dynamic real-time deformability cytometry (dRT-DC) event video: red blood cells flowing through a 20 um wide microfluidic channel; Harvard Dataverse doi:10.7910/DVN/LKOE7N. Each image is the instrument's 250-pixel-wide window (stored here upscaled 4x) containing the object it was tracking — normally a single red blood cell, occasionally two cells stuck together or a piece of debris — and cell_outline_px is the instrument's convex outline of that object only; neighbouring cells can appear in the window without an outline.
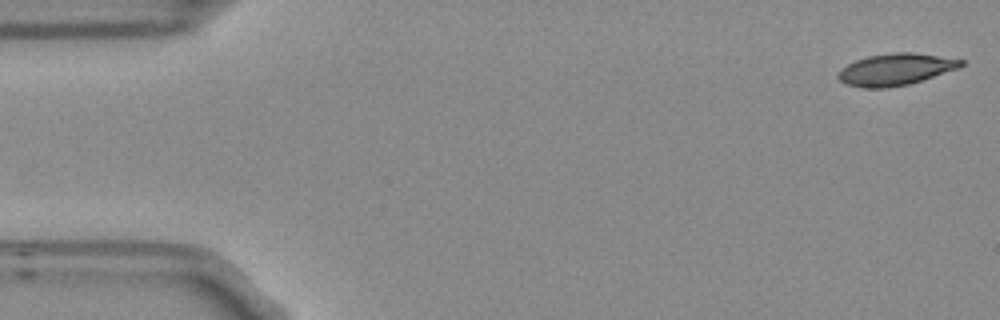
{"species": "Egyptian fruit bat (a non-hibernating species)", "species_latin": "Rousettus aegyptiacus", "temperature_condition": "room temperature", "stored_images_in_passage": 4, "camera_frame_rate_fps": 3000, "um_per_image_px": 0.085, "frame": {"image": 1, "passage_image": 1, "time_ms": 0.0, "image_size_px": [1000, 320], "cell_outline_px": [[964, 64], [960, 68], [908, 84], [888, 88], [868, 88], [848, 84], [840, 80], [836, 76], [848, 64], [856, 60], [868, 56], [892, 52], [912, 52], [964, 60]], "centroid_in_image_um": [76.16, 5.89], "position_along_channel_um": 8.8, "area_um2": 22.43}}